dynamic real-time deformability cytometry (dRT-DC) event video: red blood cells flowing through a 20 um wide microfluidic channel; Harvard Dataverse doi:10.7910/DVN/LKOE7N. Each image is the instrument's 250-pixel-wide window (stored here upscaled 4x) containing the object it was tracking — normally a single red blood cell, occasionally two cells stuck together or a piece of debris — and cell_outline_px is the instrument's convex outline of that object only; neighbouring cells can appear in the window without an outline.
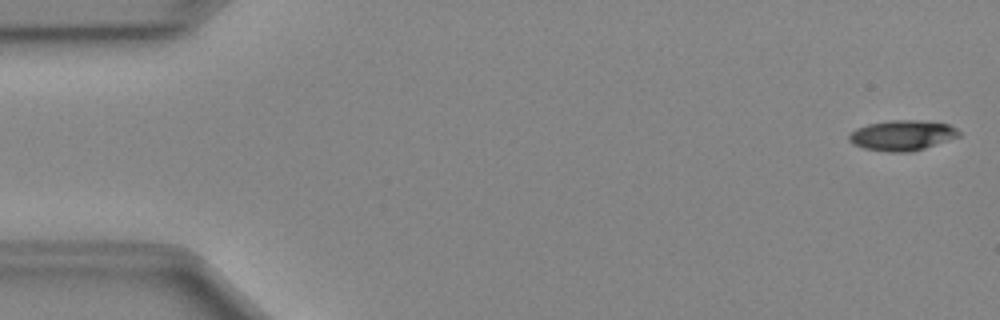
{"species": "Egyptian fruit bat (a non-hibernating species)", "species_latin": "Rousettus aegyptiacus", "temperature_condition": "cold", "stored_images_in_passage": 50, "camera_frame_rate_fps": 3000, "um_per_image_px": 0.085, "animal": {"sex": "female"}, "frame": {"image": 1, "passage_image": 1, "time_ms": 0.0, "image_size_px": [1000, 320], "cell_outline_px": [[960, 136], [924, 148], [908, 152], [888, 152], [864, 148], [852, 144], [848, 140], [848, 136], [856, 128], [868, 124], [888, 120], [920, 120], [948, 124], [956, 128], [960, 132]], "centroid_in_image_um": [76.66, 11.5], "position_along_channel_um": 8.3, "area_um2": 19.36}}
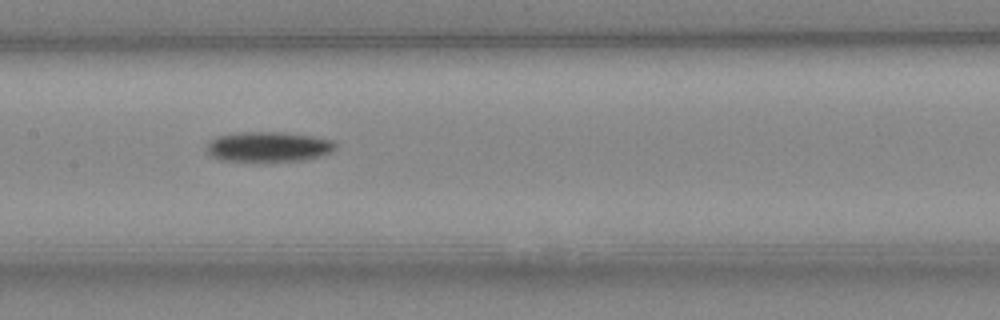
{"frame": {"image": 2, "passage_image": 24, "time_ms": 7.667, "image_size_px": [1000, 320], "cell_outline_px": [[336, 148], [332, 152], [320, 156], [304, 160], [220, 160], [212, 156], [204, 148], [216, 136], [240, 132], [284, 132], [312, 136], [332, 140], [336, 144]], "centroid_in_image_um": [22.83, 12.45], "position_along_channel_um": 184.6, "area_um2": 22.31}}
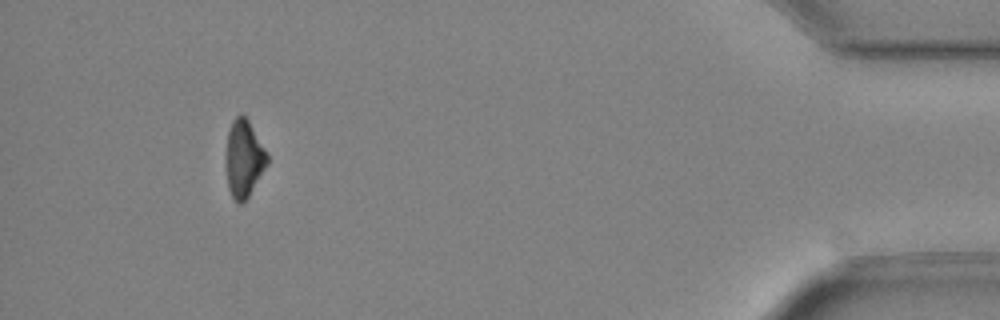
{"frame": {"image": 3, "passage_image": 46, "time_ms": 15.0, "image_size_px": [1000, 320], "cell_outline_px": [[268, 164], [244, 204], [240, 204], [232, 196], [228, 188], [224, 156], [228, 132], [232, 120], [240, 112], [248, 120], [264, 148], [268, 156]], "centroid_in_image_um": [20.7, 13.49], "position_along_channel_um": 414.5, "area_um2": 18.79}, "authors_computed_cell_mechanics": {"area_um2": 20.3456, "velocity_mm_per_s": 4.0388, "shape_relaxation_time_tau1_ms": 3.3917, "shape_relaxation_time_tau2_ms": null, "deformation_change_tau1": 0.1259, "deformation_change_tau2": null}}